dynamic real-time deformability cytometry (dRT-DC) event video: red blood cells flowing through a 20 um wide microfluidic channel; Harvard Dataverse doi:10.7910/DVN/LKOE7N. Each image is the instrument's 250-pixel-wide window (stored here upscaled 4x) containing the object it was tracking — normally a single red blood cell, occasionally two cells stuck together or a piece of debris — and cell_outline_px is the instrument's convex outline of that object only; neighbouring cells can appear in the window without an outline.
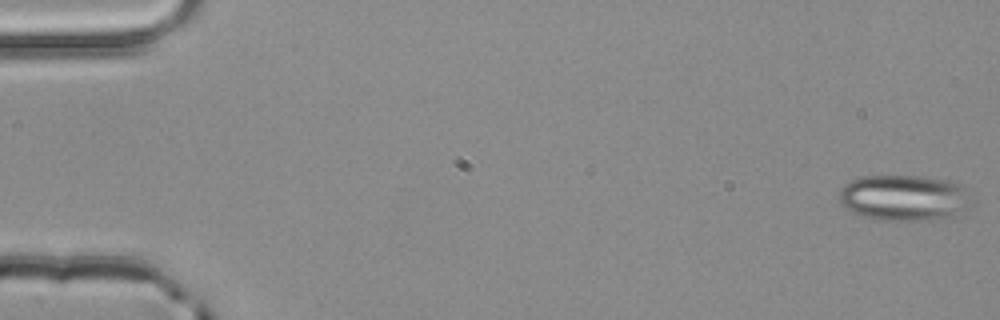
{"species": "common noctule bat (a hibernating species)", "species_latin": "Nyctalus noctula", "temperature_condition": "room temperature", "stored_images_in_passage": 4, "camera_frame_rate_fps": 3000, "um_per_image_px": 0.085, "animal": {"sex": "male", "body_mass_g": 20.4}, "frame": {"image": 1, "passage_image": 1, "time_ms": 0.0, "image_size_px": [1000, 320], "cell_outline_px": [[976, 204], [952, 216], [940, 220], [880, 220], [864, 216], [852, 212], [844, 208], [840, 204], [840, 188], [844, 184], [852, 180], [864, 176], [920, 176], [948, 180], [960, 184], [972, 192], [976, 200]], "centroid_in_image_um": [76.95, 16.82], "position_along_channel_um": 8.1, "area_um2": 36.24}}
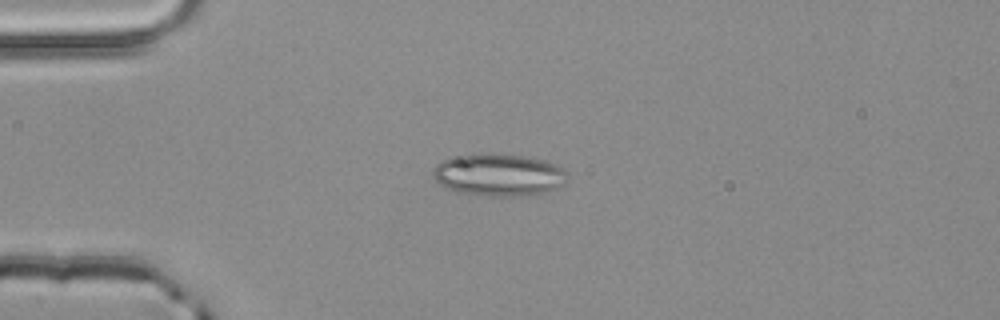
{"frame": {"image": 2, "passage_image": 3, "time_ms": 0.667, "image_size_px": [1000, 320], "cell_outline_px": [[568, 172], [564, 184], [556, 188], [544, 192], [528, 196], [480, 196], [460, 192], [440, 184], [436, 180], [432, 172], [436, 164], [444, 160], [456, 156], [472, 152], [524, 156], [544, 160], [556, 164], [564, 168]], "centroid_in_image_um": [42.41, 14.86], "position_along_channel_um": 42.6, "area_um2": 33.35}}